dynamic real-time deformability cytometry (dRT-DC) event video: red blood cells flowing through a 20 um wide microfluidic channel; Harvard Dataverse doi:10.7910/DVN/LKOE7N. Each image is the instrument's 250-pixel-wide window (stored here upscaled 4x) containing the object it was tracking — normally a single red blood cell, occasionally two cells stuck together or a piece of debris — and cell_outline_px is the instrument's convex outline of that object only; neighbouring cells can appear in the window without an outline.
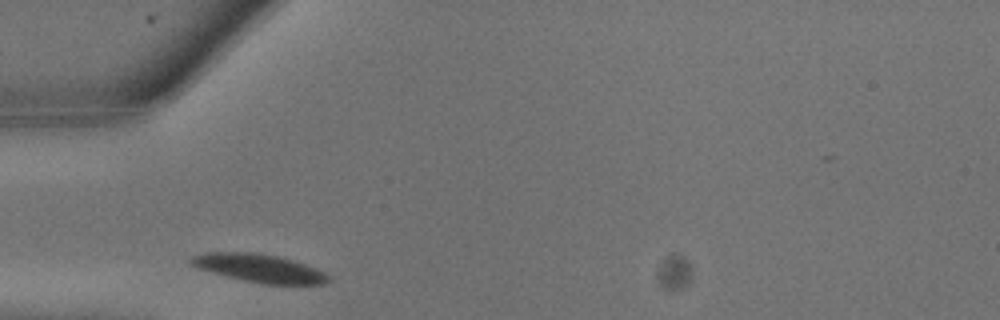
{"species": "common noctule bat (a hibernating species)", "species_latin": "Nyctalus noctula", "temperature_condition": "warm", "stored_images_in_passage": 4, "camera_frame_rate_fps": 3000, "um_per_image_px": 0.085, "animal": {"sex": "male", "body_mass_g": 13.3}, "frame": {"image": 1, "passage_image": 1, "time_ms": 0.0, "image_size_px": [1000, 320], "cell_outline_px": [[328, 280], [324, 284], [260, 284], [224, 276], [196, 268], [188, 260], [192, 256], [208, 252], [252, 252], [276, 256], [292, 260], [304, 264], [324, 272], [328, 276]], "centroid_in_image_um": [21.97, 22.8], "position_along_channel_um": 63.0, "area_um2": 22.43}}